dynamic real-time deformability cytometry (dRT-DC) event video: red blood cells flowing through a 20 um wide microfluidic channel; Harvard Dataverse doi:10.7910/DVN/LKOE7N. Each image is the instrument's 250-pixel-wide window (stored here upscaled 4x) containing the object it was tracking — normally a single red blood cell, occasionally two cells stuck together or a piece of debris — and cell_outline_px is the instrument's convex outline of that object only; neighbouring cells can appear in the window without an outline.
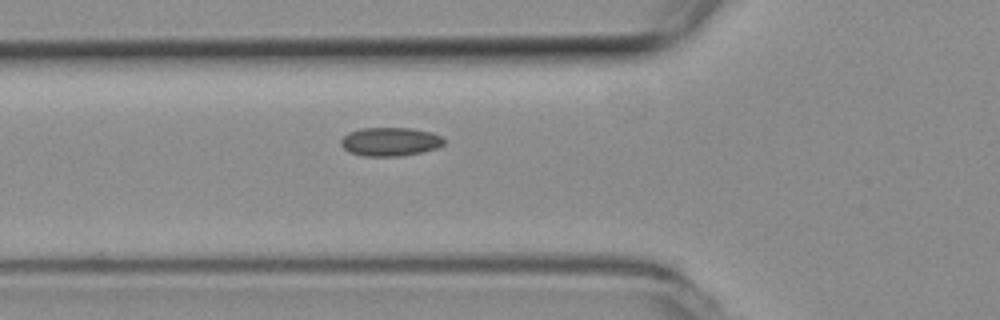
{"species": "common noctule bat (a hibernating species)", "species_latin": "Nyctalus noctula", "temperature_condition": "room temperature", "stored_images_in_passage": 15, "camera_frame_rate_fps": 3000, "um_per_image_px": 0.085, "animal": {"sex": "female", "body_mass_g": 19.3, "forearm_length_mm": 54.1}, "frame": {"image": 1, "passage_image": 2, "time_ms": 0.333, "image_size_px": [1000, 320], "cell_outline_px": [[444, 144], [436, 148], [424, 152], [400, 156], [364, 156], [348, 152], [340, 144], [340, 140], [348, 132], [360, 128], [412, 128], [432, 132], [440, 136], [444, 140]], "centroid_in_image_um": [33.15, 12.04], "position_along_channel_um": 92.7, "area_um2": 17.34}}
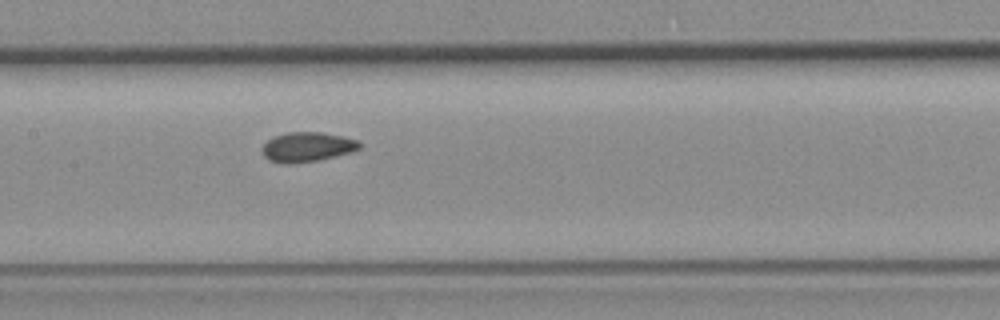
{"frame": {"image": 2, "passage_image": 9, "time_ms": 2.667, "image_size_px": [1000, 320], "cell_outline_px": [[360, 148], [336, 156], [320, 160], [284, 164], [272, 160], [264, 156], [264, 144], [268, 140], [276, 136], [288, 132], [324, 132], [344, 136], [356, 140], [360, 144]], "centroid_in_image_um": [26.14, 12.48], "position_along_channel_um": 181.3, "area_um2": 16.47}}
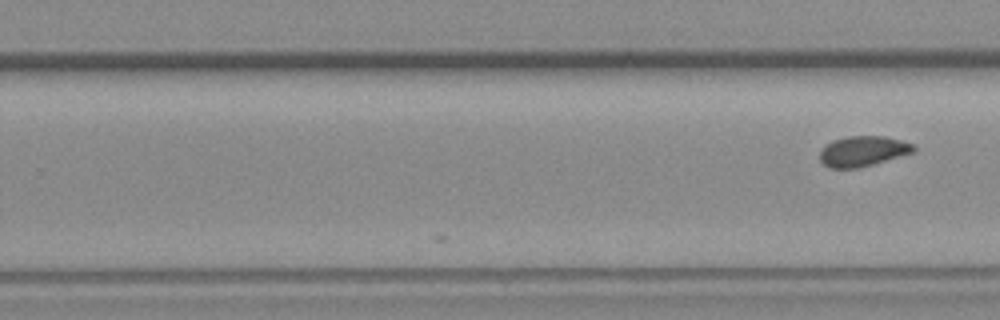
{"frame": {"image": 3, "passage_image": 15, "time_ms": 4.667, "image_size_px": [1000, 320], "cell_outline_px": [[916, 152], [872, 164], [856, 168], [828, 168], [820, 160], [820, 148], [832, 140], [848, 136], [884, 136], [900, 140], [912, 144], [916, 148]], "centroid_in_image_um": [73.33, 12.84], "position_along_channel_um": 256.5, "area_um2": 16.59}}